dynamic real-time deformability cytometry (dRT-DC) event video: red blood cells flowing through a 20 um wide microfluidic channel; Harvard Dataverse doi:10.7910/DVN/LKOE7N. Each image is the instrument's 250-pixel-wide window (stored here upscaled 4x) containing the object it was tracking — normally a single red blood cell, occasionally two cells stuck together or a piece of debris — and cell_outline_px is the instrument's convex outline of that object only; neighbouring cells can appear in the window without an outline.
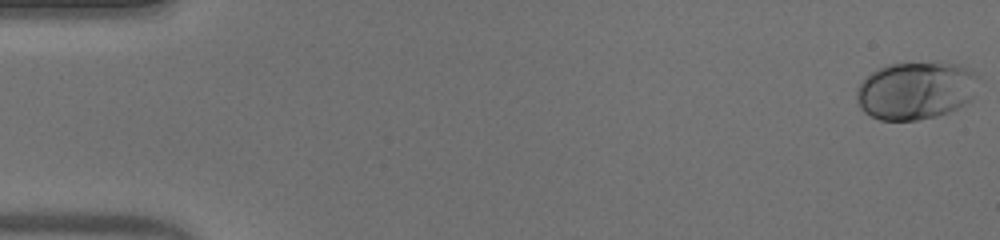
{"species": "human", "species_latin": "Homo sapiens", "temperature_condition": "warm", "stored_images_in_passage": 53, "camera_frame_rate_fps": 3000, "um_per_image_px": 0.085, "donor": {"sex": "male"}, "frame": {"image": 1, "passage_image": 1, "time_ms": 0.0, "image_size_px": [1000, 240], "cell_outline_px": [[980, 76], [972, 96], [964, 104], [948, 112], [936, 116], [916, 120], [880, 120], [864, 112], [860, 108], [856, 100], [856, 88], [876, 68], [888, 64], [956, 64], [968, 68], [976, 72]], "centroid_in_image_um": [77.81, 7.7], "position_along_channel_um": 7.2, "area_um2": 40.63}}
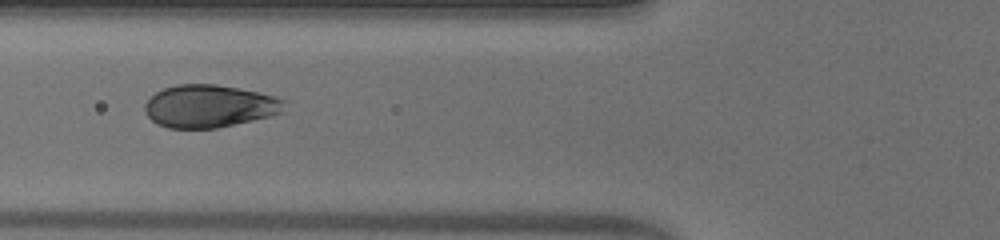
{"frame": {"image": 2, "passage_image": 21, "time_ms": 6.667, "image_size_px": [1000, 240], "cell_outline_px": [[284, 112], [272, 116], [216, 128], [168, 128], [156, 124], [144, 112], [144, 104], [156, 92], [164, 88], [176, 84], [216, 84], [276, 96], [284, 100]], "centroid_in_image_um": [17.79, 9.03], "position_along_channel_um": 108.0, "area_um2": 34.68}}
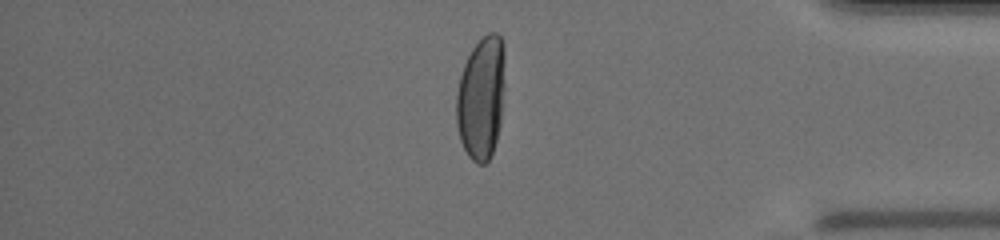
{"frame": {"image": 3, "passage_image": 45, "time_ms": 14.667, "image_size_px": [1000, 240], "cell_outline_px": [[504, 88], [500, 124], [492, 156], [484, 164], [476, 164], [468, 156], [460, 140], [456, 124], [456, 92], [460, 76], [464, 64], [472, 48], [488, 32], [496, 32], [500, 36], [504, 44]], "centroid_in_image_um": [40.9, 8.33], "position_along_channel_um": 394.3, "area_um2": 35.2}, "authors_computed_cell_mechanics": {"area_um2": 36.9342, "velocity_mm_per_s": 3.9017, "shape_relaxation_time_tau1_ms": 3.8214, "shape_relaxation_time_tau2_ms": null, "deformation_change_tau1": 0.2022, "deformation_change_tau2": null}}